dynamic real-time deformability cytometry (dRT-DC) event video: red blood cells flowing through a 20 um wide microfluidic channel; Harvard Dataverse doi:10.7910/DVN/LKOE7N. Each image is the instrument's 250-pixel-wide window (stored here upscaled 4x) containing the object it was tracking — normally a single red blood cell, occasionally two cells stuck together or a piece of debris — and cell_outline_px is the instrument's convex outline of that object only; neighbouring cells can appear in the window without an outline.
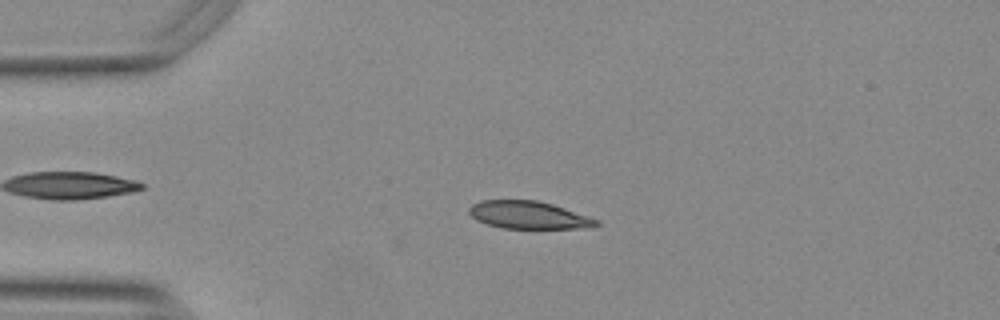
{"species": "Egyptian fruit bat (a non-hibernating species)", "species_latin": "Rousettus aegyptiacus", "temperature_condition": "warm", "stored_images_in_passage": 49, "camera_frame_rate_fps": 3000, "um_per_image_px": 0.085, "animal": {"sex": "female"}, "frame": {"image": 1, "passage_image": 12, "time_ms": 3.667, "image_size_px": [1000, 320], "cell_outline_px": [[600, 224], [580, 228], [504, 228], [488, 224], [476, 220], [468, 212], [468, 208], [472, 204], [480, 200], [536, 200], [552, 204], [600, 220]], "centroid_in_image_um": [44.89, 18.27], "position_along_channel_um": 40.1, "area_um2": 20.29}}
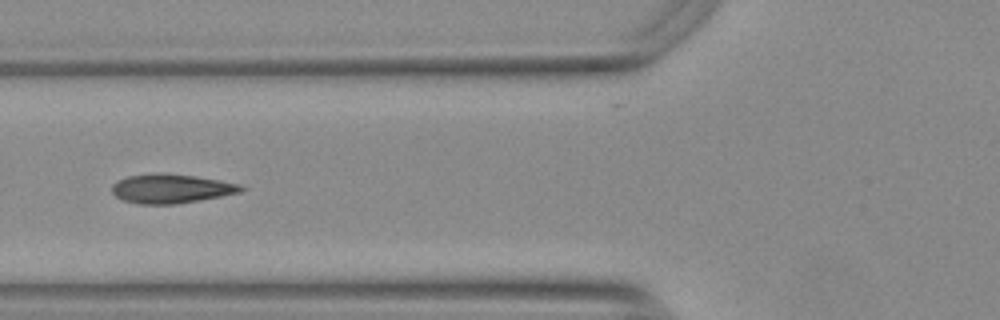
{"frame": {"image": 2, "passage_image": 20, "time_ms": 6.333, "image_size_px": [1000, 320], "cell_outline_px": [[248, 188], [240, 192], [220, 196], [176, 204], [140, 204], [124, 200], [116, 196], [112, 192], [112, 184], [128, 176], [196, 176], [220, 180], [240, 184]], "centroid_in_image_um": [14.61, 16.08], "position_along_channel_um": 111.2, "area_um2": 20.87}}
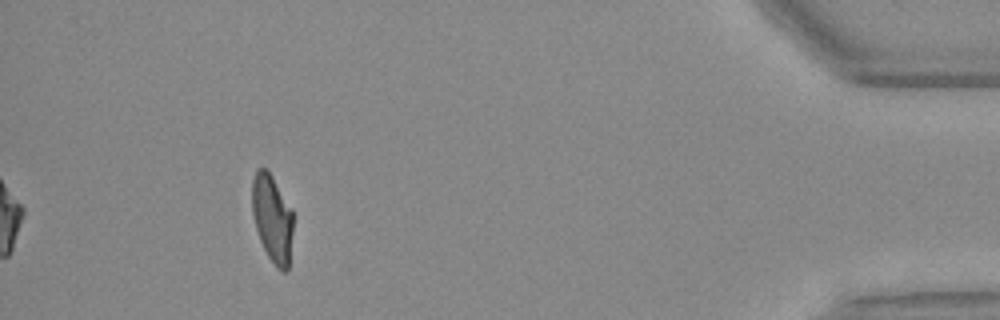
{"frame": {"image": 3, "passage_image": 49, "time_ms": 16.0, "image_size_px": [1000, 320], "cell_outline_px": [[292, 232], [288, 272], [280, 272], [276, 268], [268, 256], [260, 240], [256, 228], [252, 212], [252, 180], [256, 168], [268, 168], [292, 208]], "centroid_in_image_um": [23.14, 18.54], "position_along_channel_um": 412.1, "area_um2": 21.21}, "authors_computed_cell_mechanics": {"area_um2": 21.0392, "velocity_mm_per_s": 3.7551, "shape_relaxation_time_tau1_ms": 4.9382, "shape_relaxation_time_tau2_ms": null, "deformation_change_tau1": 0.1947, "deformation_change_tau2": null}}